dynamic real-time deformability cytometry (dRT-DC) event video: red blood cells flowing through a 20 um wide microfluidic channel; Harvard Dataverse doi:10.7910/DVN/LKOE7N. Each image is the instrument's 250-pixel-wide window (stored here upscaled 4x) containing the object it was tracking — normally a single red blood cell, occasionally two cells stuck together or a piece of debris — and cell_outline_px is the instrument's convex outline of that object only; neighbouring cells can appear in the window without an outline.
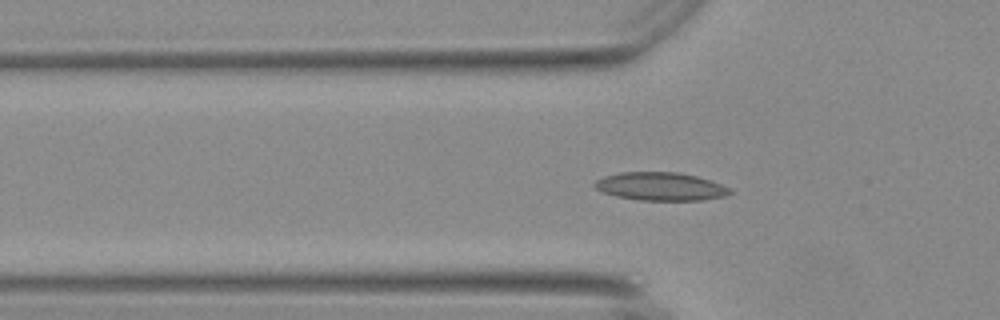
{"species": "Egyptian fruit bat (a non-hibernating species)", "species_latin": "Rousettus aegyptiacus", "temperature_condition": "warm", "stored_images_in_passage": 51, "camera_frame_rate_fps": 3000, "um_per_image_px": 0.085, "animal": {"sex": "female"}, "frame": {"image": 1, "passage_image": 13, "time_ms": 4.0, "image_size_px": [1000, 320], "cell_outline_px": [[732, 192], [724, 196], [704, 200], [640, 200], [616, 196], [600, 192], [592, 184], [596, 180], [604, 176], [620, 172], [676, 172], [696, 176], [712, 180], [728, 188]], "centroid_in_image_um": [56.11, 15.84], "position_along_channel_um": 69.7, "area_um2": 22.2}}
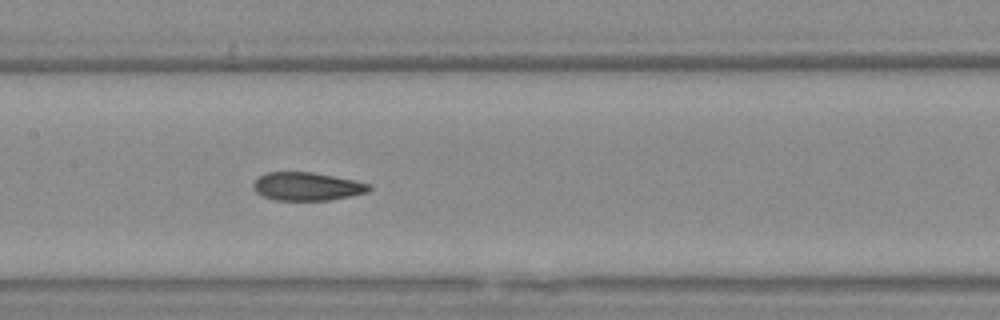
{"frame": {"image": 2, "passage_image": 22, "time_ms": 7.0, "image_size_px": [1000, 320], "cell_outline_px": [[372, 188], [368, 192], [328, 200], [272, 200], [260, 196], [252, 188], [252, 184], [260, 176], [268, 172], [312, 172], [372, 184]], "centroid_in_image_um": [26.06, 15.85], "position_along_channel_um": 181.3, "area_um2": 19.02}}
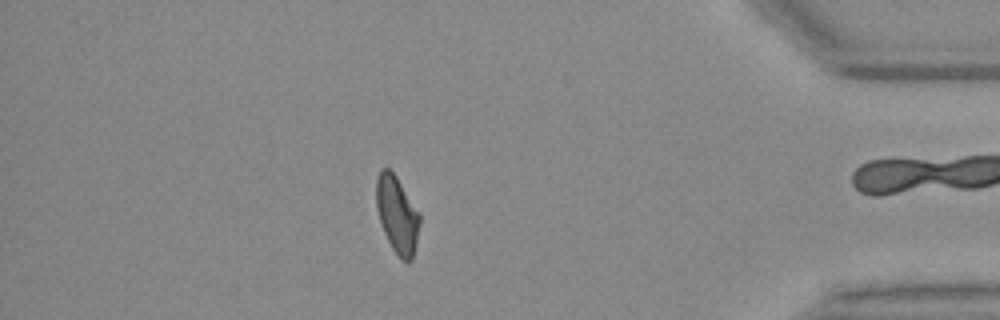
{"frame": {"image": 3, "passage_image": 43, "time_ms": 14.0, "image_size_px": [1000, 320], "cell_outline_px": [[420, 220], [416, 244], [412, 260], [404, 260], [392, 248], [384, 232], [376, 208], [376, 180], [380, 168], [388, 168], [396, 176], [420, 216]], "centroid_in_image_um": [33.73, 18.21], "position_along_channel_um": 401.5, "area_um2": 18.96}, "authors_computed_cell_mechanics": {"area_um2": 19.5942, "velocity_mm_per_s": 3.7114, "shape_relaxation_time_tau1_ms": null, "shape_relaxation_time_tau2_ms": 1.7159, "deformation_change_tau1": null, "deformation_change_tau2": 0.0654}}